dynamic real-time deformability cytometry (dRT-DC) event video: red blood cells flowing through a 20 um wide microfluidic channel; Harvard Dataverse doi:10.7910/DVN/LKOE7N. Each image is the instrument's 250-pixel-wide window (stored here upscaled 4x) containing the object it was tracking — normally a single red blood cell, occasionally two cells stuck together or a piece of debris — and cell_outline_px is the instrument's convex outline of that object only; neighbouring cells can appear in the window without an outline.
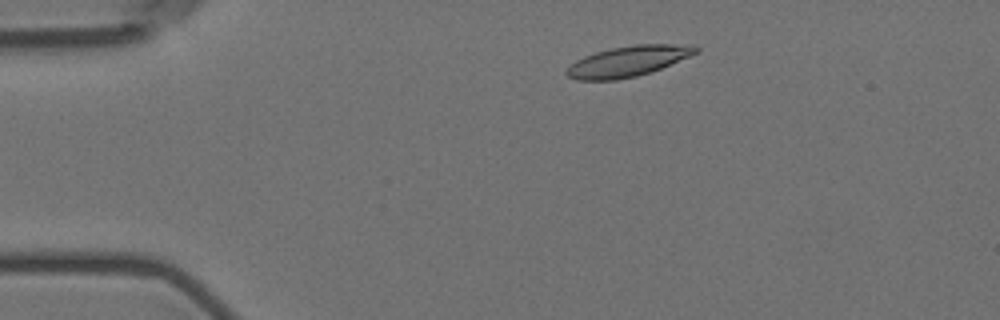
{"species": "Egyptian fruit bat (a non-hibernating species)", "species_latin": "Rousettus aegyptiacus", "temperature_condition": "room temperature", "stored_images_in_passage": 10, "camera_frame_rate_fps": 3000, "um_per_image_px": 0.085, "animal": {"sex": "female"}, "frame": {"image": 1, "passage_image": 2, "time_ms": 1.0, "image_size_px": [1000, 320], "cell_outline_px": [[700, 52], [660, 68], [636, 76], [616, 80], [576, 80], [568, 76], [564, 72], [576, 60], [584, 56], [596, 52], [612, 48], [636, 44], [696, 44], [700, 48]], "centroid_in_image_um": [53.42, 5.19], "position_along_channel_um": 31.6, "area_um2": 22.95}}
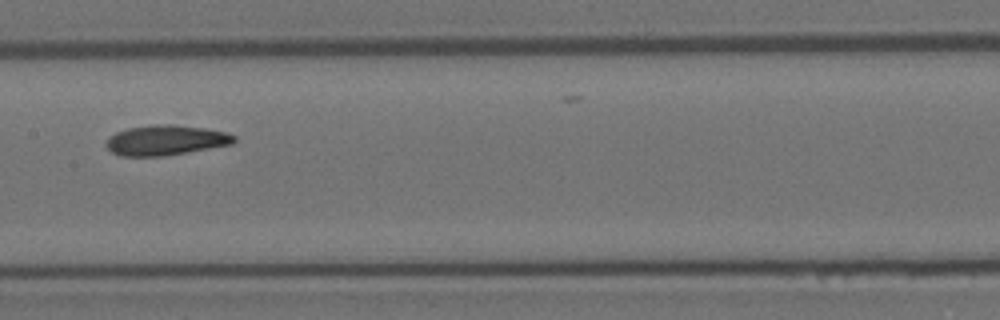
{"frame": {"image": 2, "passage_image": 7, "time_ms": 7.0, "image_size_px": [1000, 320], "cell_outline_px": [[236, 140], [232, 144], [164, 156], [120, 156], [112, 152], [104, 144], [108, 136], [116, 132], [128, 128], [152, 124], [168, 124], [204, 128], [228, 132], [236, 136]], "centroid_in_image_um": [14.06, 11.91], "position_along_channel_um": 193.3, "area_um2": 22.54}}
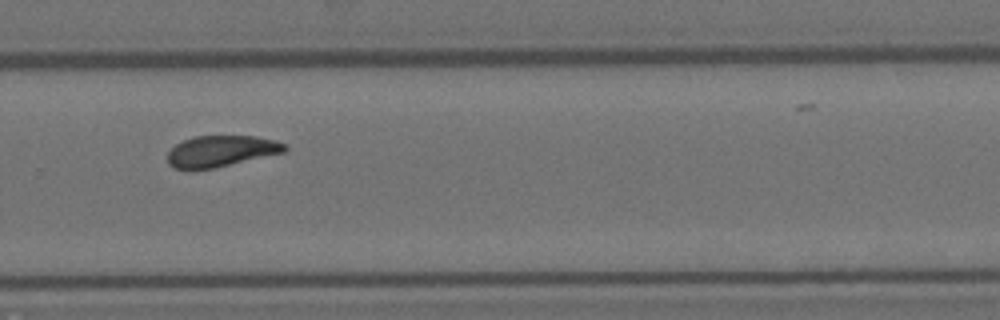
{"frame": {"image": 3, "passage_image": 10, "time_ms": 10.333, "image_size_px": [1000, 320], "cell_outline_px": [[288, 148], [284, 152], [216, 168], [176, 168], [168, 164], [168, 152], [176, 144], [192, 136], [256, 136], [276, 140], [288, 144]], "centroid_in_image_um": [18.84, 12.83], "position_along_channel_um": 311.0, "area_um2": 21.21}}